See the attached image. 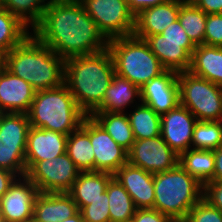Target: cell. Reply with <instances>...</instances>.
<instances>
[{"label": "cell", "mask_w": 222, "mask_h": 222, "mask_svg": "<svg viewBox=\"0 0 222 222\" xmlns=\"http://www.w3.org/2000/svg\"><path fill=\"white\" fill-rule=\"evenodd\" d=\"M50 1L80 2L81 0H50Z\"/></svg>", "instance_id": "47"}, {"label": "cell", "mask_w": 222, "mask_h": 222, "mask_svg": "<svg viewBox=\"0 0 222 222\" xmlns=\"http://www.w3.org/2000/svg\"><path fill=\"white\" fill-rule=\"evenodd\" d=\"M188 71L222 87V47L205 44L196 46Z\"/></svg>", "instance_id": "23"}, {"label": "cell", "mask_w": 222, "mask_h": 222, "mask_svg": "<svg viewBox=\"0 0 222 222\" xmlns=\"http://www.w3.org/2000/svg\"><path fill=\"white\" fill-rule=\"evenodd\" d=\"M180 6L178 0H168L141 10L135 15L133 35L145 40L148 36L161 34L171 23L178 20Z\"/></svg>", "instance_id": "19"}, {"label": "cell", "mask_w": 222, "mask_h": 222, "mask_svg": "<svg viewBox=\"0 0 222 222\" xmlns=\"http://www.w3.org/2000/svg\"><path fill=\"white\" fill-rule=\"evenodd\" d=\"M180 104L197 121H222V87L189 71L178 74Z\"/></svg>", "instance_id": "7"}, {"label": "cell", "mask_w": 222, "mask_h": 222, "mask_svg": "<svg viewBox=\"0 0 222 222\" xmlns=\"http://www.w3.org/2000/svg\"><path fill=\"white\" fill-rule=\"evenodd\" d=\"M169 217L154 208L136 209L132 222H168Z\"/></svg>", "instance_id": "38"}, {"label": "cell", "mask_w": 222, "mask_h": 222, "mask_svg": "<svg viewBox=\"0 0 222 222\" xmlns=\"http://www.w3.org/2000/svg\"><path fill=\"white\" fill-rule=\"evenodd\" d=\"M78 211L77 204L67 192H39L34 202L32 222H60Z\"/></svg>", "instance_id": "21"}, {"label": "cell", "mask_w": 222, "mask_h": 222, "mask_svg": "<svg viewBox=\"0 0 222 222\" xmlns=\"http://www.w3.org/2000/svg\"><path fill=\"white\" fill-rule=\"evenodd\" d=\"M132 109L133 111H130L129 114L127 112V116L135 140L154 138L160 135L161 115L143 103L133 106Z\"/></svg>", "instance_id": "28"}, {"label": "cell", "mask_w": 222, "mask_h": 222, "mask_svg": "<svg viewBox=\"0 0 222 222\" xmlns=\"http://www.w3.org/2000/svg\"><path fill=\"white\" fill-rule=\"evenodd\" d=\"M108 49L114 61L115 73L139 88L166 70L148 43L134 35L110 39Z\"/></svg>", "instance_id": "6"}, {"label": "cell", "mask_w": 222, "mask_h": 222, "mask_svg": "<svg viewBox=\"0 0 222 222\" xmlns=\"http://www.w3.org/2000/svg\"><path fill=\"white\" fill-rule=\"evenodd\" d=\"M80 3L108 40L133 35L135 15L126 0H81Z\"/></svg>", "instance_id": "9"}, {"label": "cell", "mask_w": 222, "mask_h": 222, "mask_svg": "<svg viewBox=\"0 0 222 222\" xmlns=\"http://www.w3.org/2000/svg\"><path fill=\"white\" fill-rule=\"evenodd\" d=\"M181 4L197 6L201 0H178Z\"/></svg>", "instance_id": "45"}, {"label": "cell", "mask_w": 222, "mask_h": 222, "mask_svg": "<svg viewBox=\"0 0 222 222\" xmlns=\"http://www.w3.org/2000/svg\"><path fill=\"white\" fill-rule=\"evenodd\" d=\"M19 176L5 169H0V198Z\"/></svg>", "instance_id": "41"}, {"label": "cell", "mask_w": 222, "mask_h": 222, "mask_svg": "<svg viewBox=\"0 0 222 222\" xmlns=\"http://www.w3.org/2000/svg\"><path fill=\"white\" fill-rule=\"evenodd\" d=\"M222 146V121H197L193 129L192 149L216 150Z\"/></svg>", "instance_id": "33"}, {"label": "cell", "mask_w": 222, "mask_h": 222, "mask_svg": "<svg viewBox=\"0 0 222 222\" xmlns=\"http://www.w3.org/2000/svg\"><path fill=\"white\" fill-rule=\"evenodd\" d=\"M80 211L84 222H110L107 192L105 191L100 198L91 201V204L84 206Z\"/></svg>", "instance_id": "34"}, {"label": "cell", "mask_w": 222, "mask_h": 222, "mask_svg": "<svg viewBox=\"0 0 222 222\" xmlns=\"http://www.w3.org/2000/svg\"><path fill=\"white\" fill-rule=\"evenodd\" d=\"M92 116L127 152L135 142L130 122L125 112H93Z\"/></svg>", "instance_id": "26"}, {"label": "cell", "mask_w": 222, "mask_h": 222, "mask_svg": "<svg viewBox=\"0 0 222 222\" xmlns=\"http://www.w3.org/2000/svg\"><path fill=\"white\" fill-rule=\"evenodd\" d=\"M179 165L202 185L214 178V150L189 149L179 155Z\"/></svg>", "instance_id": "25"}, {"label": "cell", "mask_w": 222, "mask_h": 222, "mask_svg": "<svg viewBox=\"0 0 222 222\" xmlns=\"http://www.w3.org/2000/svg\"><path fill=\"white\" fill-rule=\"evenodd\" d=\"M204 44L222 47V13L207 14Z\"/></svg>", "instance_id": "36"}, {"label": "cell", "mask_w": 222, "mask_h": 222, "mask_svg": "<svg viewBox=\"0 0 222 222\" xmlns=\"http://www.w3.org/2000/svg\"><path fill=\"white\" fill-rule=\"evenodd\" d=\"M197 6L206 14L222 13V0H201Z\"/></svg>", "instance_id": "42"}, {"label": "cell", "mask_w": 222, "mask_h": 222, "mask_svg": "<svg viewBox=\"0 0 222 222\" xmlns=\"http://www.w3.org/2000/svg\"><path fill=\"white\" fill-rule=\"evenodd\" d=\"M112 178L113 175L107 172H80L72 188L67 193L73 198L78 209L81 210L84 206L91 204V201L103 195Z\"/></svg>", "instance_id": "24"}, {"label": "cell", "mask_w": 222, "mask_h": 222, "mask_svg": "<svg viewBox=\"0 0 222 222\" xmlns=\"http://www.w3.org/2000/svg\"><path fill=\"white\" fill-rule=\"evenodd\" d=\"M30 126L69 135L87 116L77 105L67 85L36 91L27 112Z\"/></svg>", "instance_id": "4"}, {"label": "cell", "mask_w": 222, "mask_h": 222, "mask_svg": "<svg viewBox=\"0 0 222 222\" xmlns=\"http://www.w3.org/2000/svg\"><path fill=\"white\" fill-rule=\"evenodd\" d=\"M168 222H190L187 217L185 218H170Z\"/></svg>", "instance_id": "46"}, {"label": "cell", "mask_w": 222, "mask_h": 222, "mask_svg": "<svg viewBox=\"0 0 222 222\" xmlns=\"http://www.w3.org/2000/svg\"><path fill=\"white\" fill-rule=\"evenodd\" d=\"M60 222H84L81 211L79 210L75 215Z\"/></svg>", "instance_id": "44"}, {"label": "cell", "mask_w": 222, "mask_h": 222, "mask_svg": "<svg viewBox=\"0 0 222 222\" xmlns=\"http://www.w3.org/2000/svg\"><path fill=\"white\" fill-rule=\"evenodd\" d=\"M206 18L198 6L181 4L178 20L195 46L204 44Z\"/></svg>", "instance_id": "32"}, {"label": "cell", "mask_w": 222, "mask_h": 222, "mask_svg": "<svg viewBox=\"0 0 222 222\" xmlns=\"http://www.w3.org/2000/svg\"><path fill=\"white\" fill-rule=\"evenodd\" d=\"M178 74L165 70L140 88L141 103L151 107L157 114L169 112L180 104Z\"/></svg>", "instance_id": "15"}, {"label": "cell", "mask_w": 222, "mask_h": 222, "mask_svg": "<svg viewBox=\"0 0 222 222\" xmlns=\"http://www.w3.org/2000/svg\"><path fill=\"white\" fill-rule=\"evenodd\" d=\"M18 17L5 8H0V55L3 57L20 44L30 33Z\"/></svg>", "instance_id": "29"}, {"label": "cell", "mask_w": 222, "mask_h": 222, "mask_svg": "<svg viewBox=\"0 0 222 222\" xmlns=\"http://www.w3.org/2000/svg\"><path fill=\"white\" fill-rule=\"evenodd\" d=\"M35 92L29 83L0 67V113H27Z\"/></svg>", "instance_id": "18"}, {"label": "cell", "mask_w": 222, "mask_h": 222, "mask_svg": "<svg viewBox=\"0 0 222 222\" xmlns=\"http://www.w3.org/2000/svg\"><path fill=\"white\" fill-rule=\"evenodd\" d=\"M31 32L64 60L108 48L109 40L80 2L50 1Z\"/></svg>", "instance_id": "1"}, {"label": "cell", "mask_w": 222, "mask_h": 222, "mask_svg": "<svg viewBox=\"0 0 222 222\" xmlns=\"http://www.w3.org/2000/svg\"><path fill=\"white\" fill-rule=\"evenodd\" d=\"M114 74V61L108 48L65 60V84L87 116L102 104Z\"/></svg>", "instance_id": "3"}, {"label": "cell", "mask_w": 222, "mask_h": 222, "mask_svg": "<svg viewBox=\"0 0 222 222\" xmlns=\"http://www.w3.org/2000/svg\"><path fill=\"white\" fill-rule=\"evenodd\" d=\"M145 41L166 70L177 73L189 70L196 47L192 41L160 40V34L148 36Z\"/></svg>", "instance_id": "20"}, {"label": "cell", "mask_w": 222, "mask_h": 222, "mask_svg": "<svg viewBox=\"0 0 222 222\" xmlns=\"http://www.w3.org/2000/svg\"><path fill=\"white\" fill-rule=\"evenodd\" d=\"M3 64V57L0 55V67L2 66Z\"/></svg>", "instance_id": "49"}, {"label": "cell", "mask_w": 222, "mask_h": 222, "mask_svg": "<svg viewBox=\"0 0 222 222\" xmlns=\"http://www.w3.org/2000/svg\"><path fill=\"white\" fill-rule=\"evenodd\" d=\"M106 192L109 198L110 222L131 221L136 207L131 196L114 177L109 181Z\"/></svg>", "instance_id": "30"}, {"label": "cell", "mask_w": 222, "mask_h": 222, "mask_svg": "<svg viewBox=\"0 0 222 222\" xmlns=\"http://www.w3.org/2000/svg\"><path fill=\"white\" fill-rule=\"evenodd\" d=\"M27 113H0V169L26 176Z\"/></svg>", "instance_id": "8"}, {"label": "cell", "mask_w": 222, "mask_h": 222, "mask_svg": "<svg viewBox=\"0 0 222 222\" xmlns=\"http://www.w3.org/2000/svg\"><path fill=\"white\" fill-rule=\"evenodd\" d=\"M113 177L131 196L136 209L154 208V174L127 162Z\"/></svg>", "instance_id": "17"}, {"label": "cell", "mask_w": 222, "mask_h": 222, "mask_svg": "<svg viewBox=\"0 0 222 222\" xmlns=\"http://www.w3.org/2000/svg\"><path fill=\"white\" fill-rule=\"evenodd\" d=\"M190 222H222V212L202 198L188 212Z\"/></svg>", "instance_id": "35"}, {"label": "cell", "mask_w": 222, "mask_h": 222, "mask_svg": "<svg viewBox=\"0 0 222 222\" xmlns=\"http://www.w3.org/2000/svg\"><path fill=\"white\" fill-rule=\"evenodd\" d=\"M215 170L214 178L211 181L222 182V146L214 150Z\"/></svg>", "instance_id": "43"}, {"label": "cell", "mask_w": 222, "mask_h": 222, "mask_svg": "<svg viewBox=\"0 0 222 222\" xmlns=\"http://www.w3.org/2000/svg\"><path fill=\"white\" fill-rule=\"evenodd\" d=\"M66 153L81 172L95 171L93 146L89 135L81 127L68 135Z\"/></svg>", "instance_id": "27"}, {"label": "cell", "mask_w": 222, "mask_h": 222, "mask_svg": "<svg viewBox=\"0 0 222 222\" xmlns=\"http://www.w3.org/2000/svg\"><path fill=\"white\" fill-rule=\"evenodd\" d=\"M203 198L222 212V182H207L204 185Z\"/></svg>", "instance_id": "37"}, {"label": "cell", "mask_w": 222, "mask_h": 222, "mask_svg": "<svg viewBox=\"0 0 222 222\" xmlns=\"http://www.w3.org/2000/svg\"><path fill=\"white\" fill-rule=\"evenodd\" d=\"M68 135L31 126L28 131L25 164L28 171L36 162L52 160L66 153Z\"/></svg>", "instance_id": "16"}, {"label": "cell", "mask_w": 222, "mask_h": 222, "mask_svg": "<svg viewBox=\"0 0 222 222\" xmlns=\"http://www.w3.org/2000/svg\"><path fill=\"white\" fill-rule=\"evenodd\" d=\"M2 65L29 83L35 91L65 83V60L33 33L3 56Z\"/></svg>", "instance_id": "2"}, {"label": "cell", "mask_w": 222, "mask_h": 222, "mask_svg": "<svg viewBox=\"0 0 222 222\" xmlns=\"http://www.w3.org/2000/svg\"><path fill=\"white\" fill-rule=\"evenodd\" d=\"M204 185L189 175L179 164L154 174V209L169 218H185L203 198Z\"/></svg>", "instance_id": "5"}, {"label": "cell", "mask_w": 222, "mask_h": 222, "mask_svg": "<svg viewBox=\"0 0 222 222\" xmlns=\"http://www.w3.org/2000/svg\"><path fill=\"white\" fill-rule=\"evenodd\" d=\"M160 40L191 41L185 29L179 23V20H176L164 29L160 34Z\"/></svg>", "instance_id": "39"}, {"label": "cell", "mask_w": 222, "mask_h": 222, "mask_svg": "<svg viewBox=\"0 0 222 222\" xmlns=\"http://www.w3.org/2000/svg\"><path fill=\"white\" fill-rule=\"evenodd\" d=\"M38 193L36 185L26 176L18 177L0 198V210L6 222H32Z\"/></svg>", "instance_id": "13"}, {"label": "cell", "mask_w": 222, "mask_h": 222, "mask_svg": "<svg viewBox=\"0 0 222 222\" xmlns=\"http://www.w3.org/2000/svg\"><path fill=\"white\" fill-rule=\"evenodd\" d=\"M90 137L93 146L95 171L114 174L128 162V154L92 117L86 116L80 126Z\"/></svg>", "instance_id": "11"}, {"label": "cell", "mask_w": 222, "mask_h": 222, "mask_svg": "<svg viewBox=\"0 0 222 222\" xmlns=\"http://www.w3.org/2000/svg\"><path fill=\"white\" fill-rule=\"evenodd\" d=\"M136 98L139 102L138 104L136 103ZM140 98V88L115 73L110 86L105 92L102 104L94 112H125L124 110L127 107L132 108L134 103V106L139 105Z\"/></svg>", "instance_id": "22"}, {"label": "cell", "mask_w": 222, "mask_h": 222, "mask_svg": "<svg viewBox=\"0 0 222 222\" xmlns=\"http://www.w3.org/2000/svg\"><path fill=\"white\" fill-rule=\"evenodd\" d=\"M130 11L137 15L141 10L163 4L168 0H126Z\"/></svg>", "instance_id": "40"}, {"label": "cell", "mask_w": 222, "mask_h": 222, "mask_svg": "<svg viewBox=\"0 0 222 222\" xmlns=\"http://www.w3.org/2000/svg\"><path fill=\"white\" fill-rule=\"evenodd\" d=\"M49 3L50 0H2V7L32 30L41 21Z\"/></svg>", "instance_id": "31"}, {"label": "cell", "mask_w": 222, "mask_h": 222, "mask_svg": "<svg viewBox=\"0 0 222 222\" xmlns=\"http://www.w3.org/2000/svg\"><path fill=\"white\" fill-rule=\"evenodd\" d=\"M127 154L128 163L152 174L171 170L179 164V155L161 135L135 140Z\"/></svg>", "instance_id": "12"}, {"label": "cell", "mask_w": 222, "mask_h": 222, "mask_svg": "<svg viewBox=\"0 0 222 222\" xmlns=\"http://www.w3.org/2000/svg\"><path fill=\"white\" fill-rule=\"evenodd\" d=\"M0 222H6L3 214L1 213V210H0Z\"/></svg>", "instance_id": "48"}, {"label": "cell", "mask_w": 222, "mask_h": 222, "mask_svg": "<svg viewBox=\"0 0 222 222\" xmlns=\"http://www.w3.org/2000/svg\"><path fill=\"white\" fill-rule=\"evenodd\" d=\"M81 171L76 167L67 153L52 160L36 162L26 173L38 192H68Z\"/></svg>", "instance_id": "10"}, {"label": "cell", "mask_w": 222, "mask_h": 222, "mask_svg": "<svg viewBox=\"0 0 222 222\" xmlns=\"http://www.w3.org/2000/svg\"><path fill=\"white\" fill-rule=\"evenodd\" d=\"M197 118L183 105L178 104L161 115L160 135L178 155L191 149L193 129Z\"/></svg>", "instance_id": "14"}]
</instances>
